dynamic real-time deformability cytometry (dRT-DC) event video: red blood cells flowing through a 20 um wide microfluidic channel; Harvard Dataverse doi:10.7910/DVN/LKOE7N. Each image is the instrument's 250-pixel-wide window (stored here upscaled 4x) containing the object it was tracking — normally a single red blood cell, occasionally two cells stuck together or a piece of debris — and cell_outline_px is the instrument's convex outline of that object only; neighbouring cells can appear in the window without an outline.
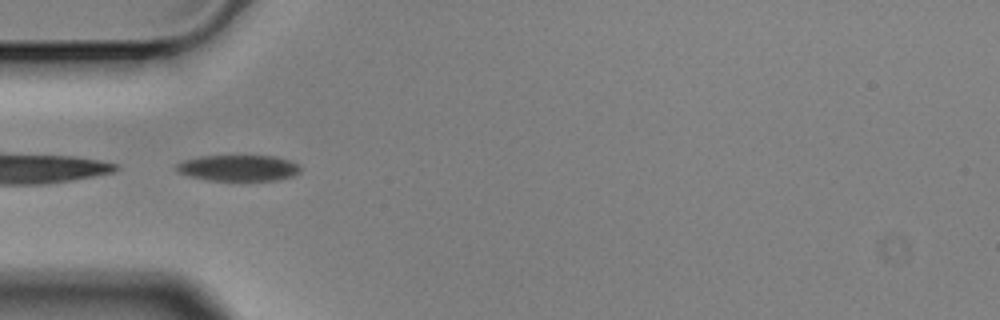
{"species": "Egyptian fruit bat (a non-hibernating species)", "species_latin": "Rousettus aegyptiacus", "temperature_condition": "cold", "stored_images_in_passage": 5, "camera_frame_rate_fps": 3000, "um_per_image_px": 0.085, "animal": {"sex": "male"}, "frame": {"image": 1, "passage_image": 5, "time_ms": 1.333, "image_size_px": [1000, 320], "cell_outline_px": [[300, 172], [292, 176], [276, 180], [208, 180], [188, 176], [176, 172], [176, 164], [184, 160], [200, 156], [276, 156], [288, 160], [296, 164], [300, 168]], "centroid_in_image_um": [20.22, 14.28], "position_along_channel_um": 64.8, "area_um2": 18.73}}